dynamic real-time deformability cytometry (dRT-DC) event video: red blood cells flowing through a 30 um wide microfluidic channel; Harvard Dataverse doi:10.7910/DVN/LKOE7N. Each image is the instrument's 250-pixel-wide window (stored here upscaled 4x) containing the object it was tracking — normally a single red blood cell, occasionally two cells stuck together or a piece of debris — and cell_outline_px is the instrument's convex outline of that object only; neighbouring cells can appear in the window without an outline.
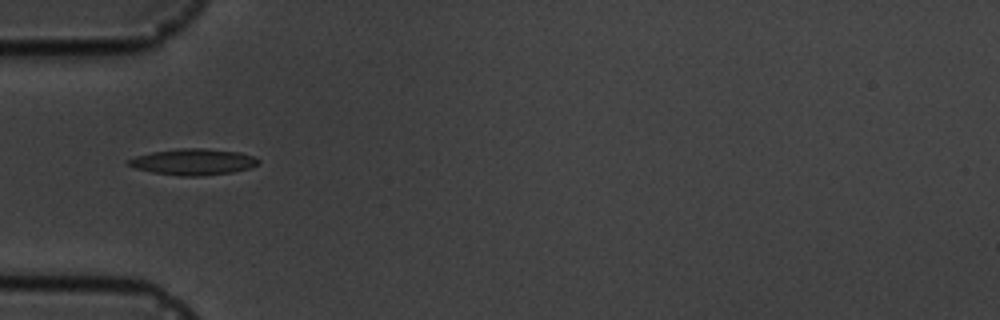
{"species": "common noctule bat (a hibernating species)", "species_latin": "Nyctalus noctula", "temperature_condition": "cold", "stored_images_in_passage": 1, "camera_frame_rate_fps": 3000, "um_per_image_px": 0.085, "animal": {"sex": "male", "body_mass_g": 19.5, "forearm_length_mm": 54.6}, "frame": {"image": 1, "passage_image": 1, "time_ms": 0.0, "image_size_px": [1000, 320], "cell_outline_px": [[260, 164], [252, 168], [232, 172], [200, 176], [180, 176], [152, 172], [136, 168], [124, 164], [124, 160], [136, 156], [152, 152], [176, 148], [204, 148], [240, 152], [256, 156], [260, 160]], "centroid_in_image_um": [16.43, 13.75], "position_along_channel_um": 68.6, "area_um2": 20.23}}